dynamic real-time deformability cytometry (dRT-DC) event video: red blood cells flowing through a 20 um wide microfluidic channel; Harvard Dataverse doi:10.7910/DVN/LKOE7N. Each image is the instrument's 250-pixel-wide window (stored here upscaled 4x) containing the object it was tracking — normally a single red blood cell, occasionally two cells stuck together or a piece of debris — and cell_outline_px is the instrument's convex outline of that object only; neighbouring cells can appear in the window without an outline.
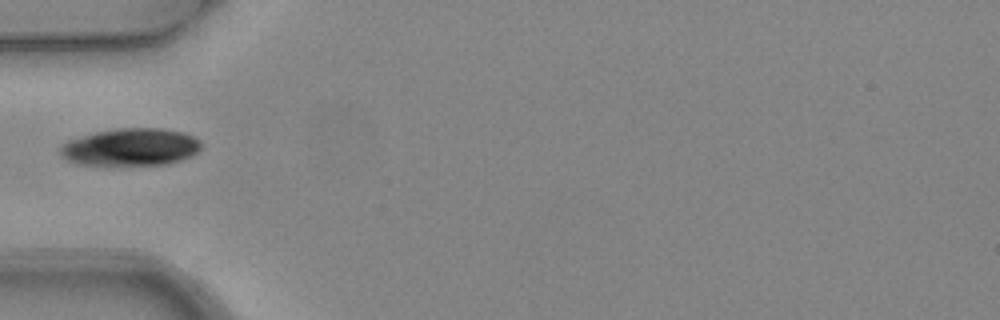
{"species": "common noctule bat (a hibernating species)", "species_latin": "Nyctalus noctula", "temperature_condition": "warm", "stored_images_in_passage": 4, "camera_frame_rate_fps": 3000, "um_per_image_px": 0.085, "animal": {"sex": "female", "body_mass_g": 24.6, "forearm_length_mm": 56.2}, "frame": {"image": 1, "passage_image": 3, "time_ms": 0.667, "image_size_px": [1000, 320], "cell_outline_px": [[200, 148], [192, 156], [168, 164], [108, 168], [104, 168], [76, 164], [60, 156], [60, 148], [68, 140], [96, 132], [116, 128], [160, 128], [184, 132], [200, 140]], "centroid_in_image_um": [11.06, 12.56], "position_along_channel_um": 73.9, "area_um2": 31.85}}
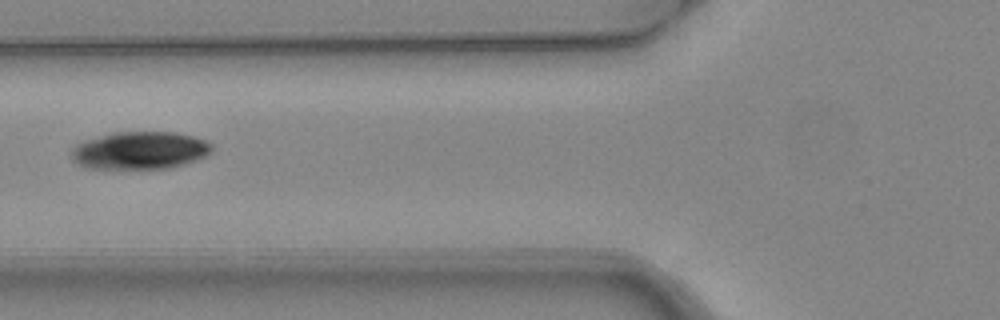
{"frame": {"image": 2, "passage_image": 4, "time_ms": 1.0, "image_size_px": [1000, 320], "cell_outline_px": [[212, 152], [208, 156], [172, 168], [84, 168], [76, 164], [72, 160], [72, 148], [76, 144], [84, 140], [112, 132], [176, 132], [192, 136], [204, 140], [212, 144]], "centroid_in_image_um": [11.88, 12.78], "position_along_channel_um": 113.9, "area_um2": 31.04}}